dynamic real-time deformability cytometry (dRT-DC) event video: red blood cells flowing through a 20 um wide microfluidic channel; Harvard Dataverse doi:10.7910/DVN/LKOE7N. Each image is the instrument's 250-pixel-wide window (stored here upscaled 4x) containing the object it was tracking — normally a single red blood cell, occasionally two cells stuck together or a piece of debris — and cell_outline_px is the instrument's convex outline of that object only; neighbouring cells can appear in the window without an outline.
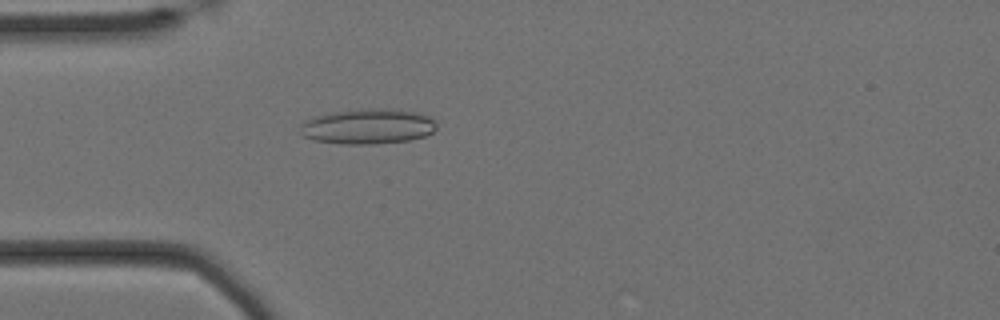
{"species": "Egyptian fruit bat (a non-hibernating species)", "species_latin": "Rousettus aegyptiacus", "temperature_condition": "cold", "stored_images_in_passage": 58, "camera_frame_rate_fps": 3000, "um_per_image_px": 0.085, "animal": {"sex": "female"}, "frame": {"image": 1, "passage_image": 16, "time_ms": 5.0, "image_size_px": [1000, 320], "cell_outline_px": [[436, 128], [432, 132], [424, 136], [408, 140], [376, 144], [344, 144], [312, 140], [304, 136], [300, 132], [300, 124], [304, 120], [312, 116], [336, 112], [380, 108], [388, 108], [416, 112], [432, 116], [436, 124]], "centroid_in_image_um": [31.26, 10.75], "position_along_channel_um": 53.7, "area_um2": 28.03}}
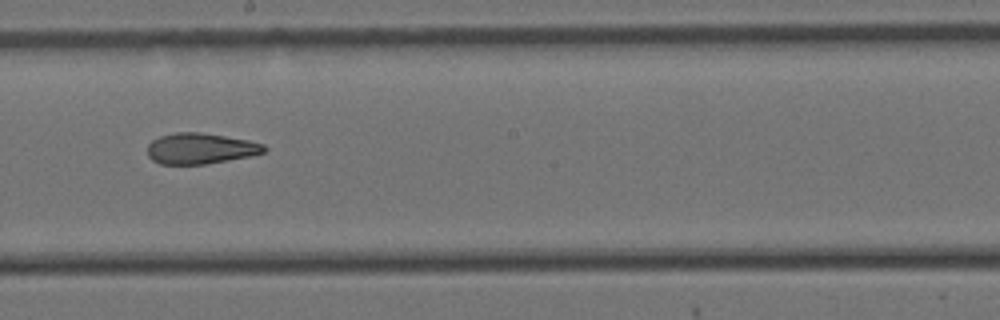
{"frame": {"image": 2, "passage_image": 32, "time_ms": 10.333, "image_size_px": [1000, 320], "cell_outline_px": [[268, 148], [264, 152], [252, 156], [204, 164], [160, 164], [152, 160], [148, 156], [148, 144], [152, 140], [160, 136], [176, 132], [200, 132], [248, 140], [264, 144]], "centroid_in_image_um": [17.04, 12.62], "position_along_channel_um": 231.2, "area_um2": 20.98}}
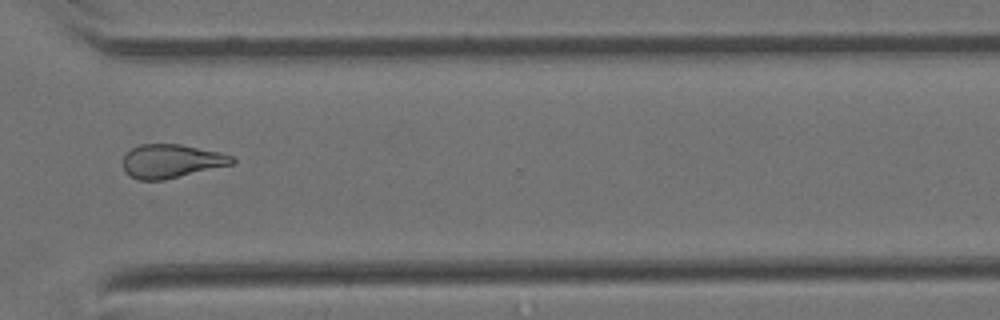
{"frame": {"image": 3, "passage_image": 43, "time_ms": 14.0, "image_size_px": [1000, 320], "cell_outline_px": [[236, 160], [232, 164], [164, 180], [136, 180], [128, 176], [124, 172], [124, 156], [132, 148], [140, 144], [180, 144], [220, 152], [232, 156]], "centroid_in_image_um": [14.54, 13.7], "position_along_channel_um": 356.1, "area_um2": 21.39}, "authors_computed_cell_mechanics": {"area_um2": 22.6865, "velocity_mm_per_s": 3.4157, "shape_relaxation_time_tau1_ms": null, "shape_relaxation_time_tau2_ms": 4.6204, "deformation_change_tau1": null, "deformation_change_tau2": 0.1437}}